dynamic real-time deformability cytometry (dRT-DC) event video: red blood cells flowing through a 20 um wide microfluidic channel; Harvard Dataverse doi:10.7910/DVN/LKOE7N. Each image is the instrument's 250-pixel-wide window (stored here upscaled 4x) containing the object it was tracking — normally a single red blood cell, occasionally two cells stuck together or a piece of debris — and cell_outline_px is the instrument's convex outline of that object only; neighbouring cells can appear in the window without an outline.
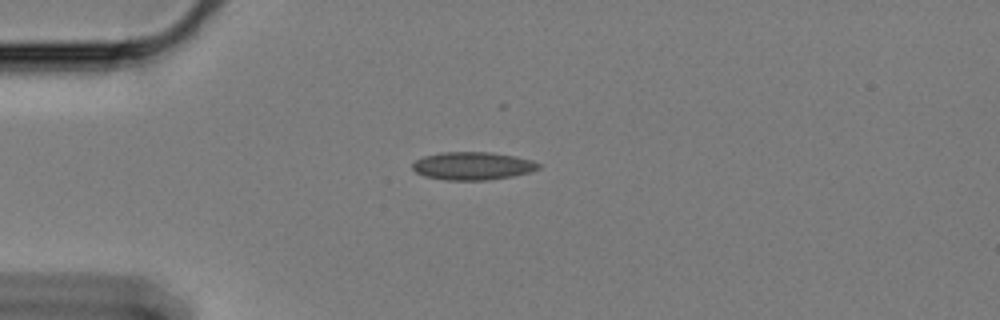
{"species": "Egyptian fruit bat (a non-hibernating species)", "species_latin": "Rousettus aegyptiacus", "temperature_condition": "cold", "stored_images_in_passage": 37, "camera_frame_rate_fps": 3000, "um_per_image_px": 0.085, "animal": {"sex": "female"}, "frame": {"image": 1, "passage_image": 1, "time_ms": 0.0, "image_size_px": [1000, 320], "cell_outline_px": [[540, 168], [528, 172], [512, 176], [488, 180], [444, 180], [424, 176], [416, 172], [412, 168], [412, 164], [416, 160], [424, 156], [440, 152], [492, 152], [516, 156], [532, 160], [540, 164]], "centroid_in_image_um": [40.16, 14.1], "position_along_channel_um": 44.8, "area_um2": 20.58}}
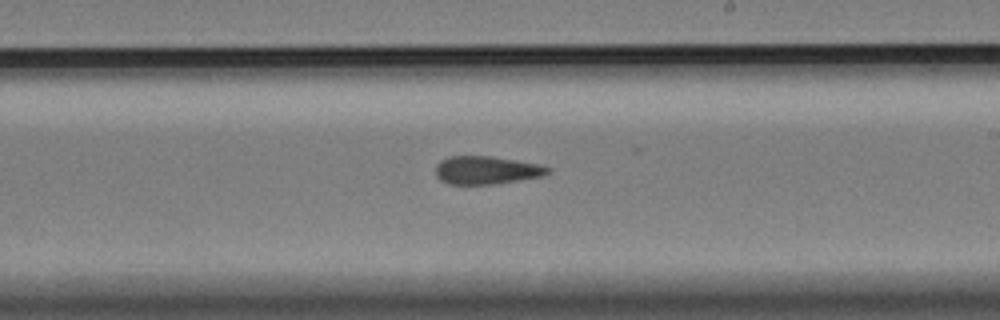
{"frame": {"image": 2, "passage_image": 21, "time_ms": 6.667, "image_size_px": [1000, 320], "cell_outline_px": [[552, 172], [544, 176], [492, 184], [448, 184], [440, 180], [436, 176], [436, 164], [440, 160], [448, 156], [492, 156], [540, 164], [552, 168]], "centroid_in_image_um": [41.37, 14.46], "position_along_channel_um": 247.6, "area_um2": 18.55}}
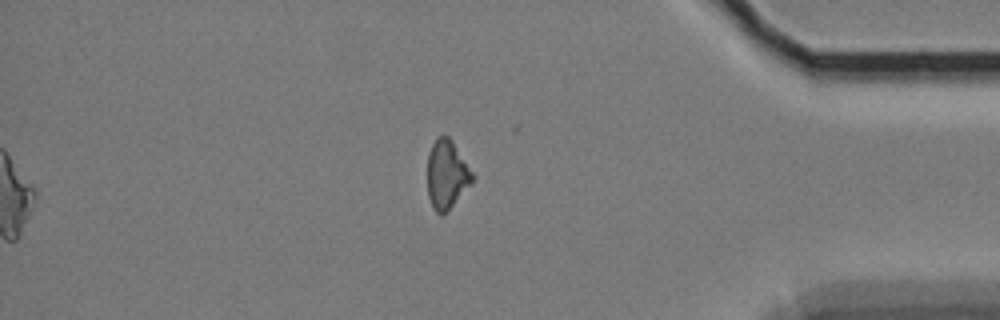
{"frame": {"image": 3, "passage_image": 37, "time_ms": 12.0, "image_size_px": [1000, 320], "cell_outline_px": [[476, 176], [452, 204], [440, 216], [432, 208], [428, 196], [428, 152], [436, 136], [448, 136], [452, 140]], "centroid_in_image_um": [37.96, 14.78], "position_along_channel_um": 397.2, "area_um2": 17.74}, "authors_computed_cell_mechanics": {"area_um2": 18.9584, "velocity_mm_per_s": 3.3266, "shape_relaxation_time_tau1_ms": 10.3655, "shape_relaxation_time_tau2_ms": 3.8082, "deformation_change_tau1": 0.1501, "deformation_change_tau2": 0.1272}}